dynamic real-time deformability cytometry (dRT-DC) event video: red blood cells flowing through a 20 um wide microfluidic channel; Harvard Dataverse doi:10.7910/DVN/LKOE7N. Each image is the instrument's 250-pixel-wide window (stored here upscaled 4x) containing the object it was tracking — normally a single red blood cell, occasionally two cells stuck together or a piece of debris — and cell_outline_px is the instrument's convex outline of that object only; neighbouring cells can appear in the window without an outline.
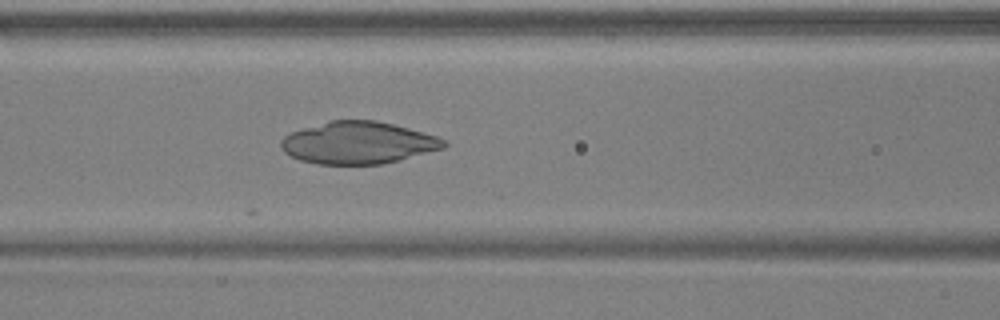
{"species": "common noctule bat (a hibernating species)", "species_latin": "Nyctalus noctula", "temperature_condition": "warm", "stored_images_in_passage": 21, "camera_frame_rate_fps": 3000, "um_per_image_px": 0.085, "animal": {"sex": "male", "body_mass_g": 17.9, "forearm_length_mm": 54.2}, "frame": {"image": 1, "passage_image": 7, "time_ms": 2.0, "image_size_px": [1000, 320], "cell_outline_px": [[448, 144], [444, 148], [380, 164], [316, 164], [300, 160], [284, 152], [280, 148], [280, 140], [284, 136], [292, 132], [328, 120], [376, 120], [408, 128], [436, 136], [448, 140]], "centroid_in_image_um": [30.42, 12.13], "position_along_channel_um": 136.2, "area_um2": 39.82}}
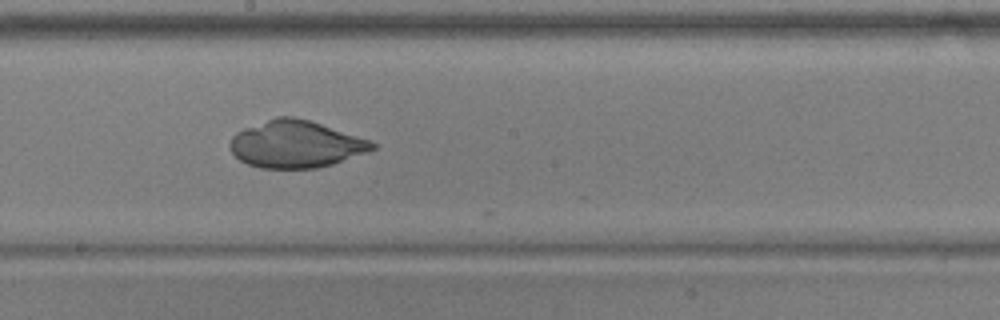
{"frame": {"image": 2, "passage_image": 14, "time_ms": 4.333, "image_size_px": [1000, 320], "cell_outline_px": [[376, 148], [332, 164], [316, 168], [260, 168], [248, 164], [240, 160], [232, 152], [228, 144], [232, 136], [236, 132], [244, 128], [276, 116], [292, 116], [308, 120], [368, 140], [376, 144]], "centroid_in_image_um": [25.07, 12.25], "position_along_channel_um": 223.1, "area_um2": 38.55}}
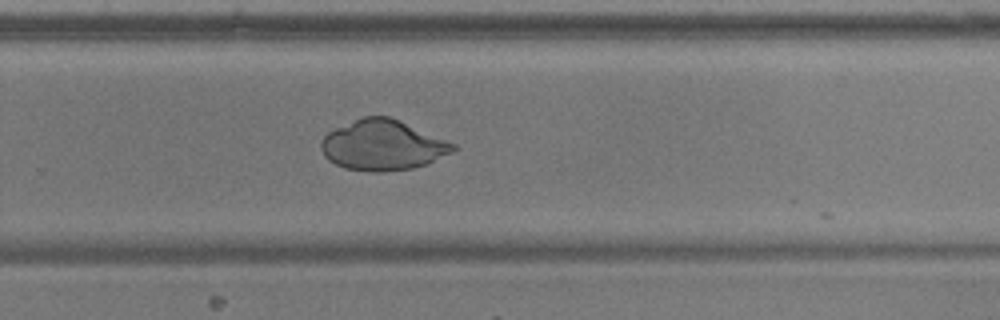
{"frame": {"image": 3, "passage_image": 20, "time_ms": 6.333, "image_size_px": [1000, 320], "cell_outline_px": [[456, 148], [452, 152], [424, 164], [412, 168], [380, 172], [372, 172], [344, 168], [328, 160], [324, 156], [320, 148], [320, 140], [328, 132], [336, 128], [364, 116], [388, 116], [456, 144]], "centroid_in_image_um": [32.48, 12.35], "position_along_channel_um": 297.3, "area_um2": 38.21}}